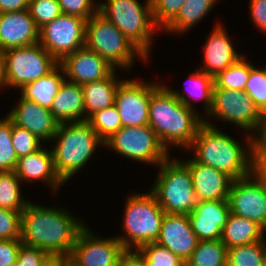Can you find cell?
Returning <instances> with one entry per match:
<instances>
[{"label":"cell","instance_id":"obj_24","mask_svg":"<svg viewBox=\"0 0 266 266\" xmlns=\"http://www.w3.org/2000/svg\"><path fill=\"white\" fill-rule=\"evenodd\" d=\"M49 110L59 124L86 121L82 85L65 79Z\"/></svg>","mask_w":266,"mask_h":266},{"label":"cell","instance_id":"obj_39","mask_svg":"<svg viewBox=\"0 0 266 266\" xmlns=\"http://www.w3.org/2000/svg\"><path fill=\"white\" fill-rule=\"evenodd\" d=\"M152 17L158 28H165L178 14L186 0H150Z\"/></svg>","mask_w":266,"mask_h":266},{"label":"cell","instance_id":"obj_20","mask_svg":"<svg viewBox=\"0 0 266 266\" xmlns=\"http://www.w3.org/2000/svg\"><path fill=\"white\" fill-rule=\"evenodd\" d=\"M192 176L198 201L228 200L233 179L226 173L196 162L193 158L183 162Z\"/></svg>","mask_w":266,"mask_h":266},{"label":"cell","instance_id":"obj_16","mask_svg":"<svg viewBox=\"0 0 266 266\" xmlns=\"http://www.w3.org/2000/svg\"><path fill=\"white\" fill-rule=\"evenodd\" d=\"M59 64L66 80L79 85L104 79L114 70L104 58L86 46L67 55Z\"/></svg>","mask_w":266,"mask_h":266},{"label":"cell","instance_id":"obj_9","mask_svg":"<svg viewBox=\"0 0 266 266\" xmlns=\"http://www.w3.org/2000/svg\"><path fill=\"white\" fill-rule=\"evenodd\" d=\"M4 52L7 87L21 88L51 72L59 62L39 43Z\"/></svg>","mask_w":266,"mask_h":266},{"label":"cell","instance_id":"obj_30","mask_svg":"<svg viewBox=\"0 0 266 266\" xmlns=\"http://www.w3.org/2000/svg\"><path fill=\"white\" fill-rule=\"evenodd\" d=\"M20 182L14 171L0 172V207L13 211H23L29 203L21 196ZM27 201V202H26Z\"/></svg>","mask_w":266,"mask_h":266},{"label":"cell","instance_id":"obj_4","mask_svg":"<svg viewBox=\"0 0 266 266\" xmlns=\"http://www.w3.org/2000/svg\"><path fill=\"white\" fill-rule=\"evenodd\" d=\"M53 139L54 167L64 183L84 167L98 146L104 145L87 121L59 124Z\"/></svg>","mask_w":266,"mask_h":266},{"label":"cell","instance_id":"obj_54","mask_svg":"<svg viewBox=\"0 0 266 266\" xmlns=\"http://www.w3.org/2000/svg\"><path fill=\"white\" fill-rule=\"evenodd\" d=\"M223 266H231L228 262H226Z\"/></svg>","mask_w":266,"mask_h":266},{"label":"cell","instance_id":"obj_31","mask_svg":"<svg viewBox=\"0 0 266 266\" xmlns=\"http://www.w3.org/2000/svg\"><path fill=\"white\" fill-rule=\"evenodd\" d=\"M266 239L227 249V262L231 266H263Z\"/></svg>","mask_w":266,"mask_h":266},{"label":"cell","instance_id":"obj_11","mask_svg":"<svg viewBox=\"0 0 266 266\" xmlns=\"http://www.w3.org/2000/svg\"><path fill=\"white\" fill-rule=\"evenodd\" d=\"M87 20L61 14L40 28L39 44L58 62L85 46Z\"/></svg>","mask_w":266,"mask_h":266},{"label":"cell","instance_id":"obj_13","mask_svg":"<svg viewBox=\"0 0 266 266\" xmlns=\"http://www.w3.org/2000/svg\"><path fill=\"white\" fill-rule=\"evenodd\" d=\"M125 251L116 236L99 238L85 226L69 255V266H118Z\"/></svg>","mask_w":266,"mask_h":266},{"label":"cell","instance_id":"obj_29","mask_svg":"<svg viewBox=\"0 0 266 266\" xmlns=\"http://www.w3.org/2000/svg\"><path fill=\"white\" fill-rule=\"evenodd\" d=\"M227 262V247L219 240H202L185 262V266H223Z\"/></svg>","mask_w":266,"mask_h":266},{"label":"cell","instance_id":"obj_45","mask_svg":"<svg viewBox=\"0 0 266 266\" xmlns=\"http://www.w3.org/2000/svg\"><path fill=\"white\" fill-rule=\"evenodd\" d=\"M259 135L252 136V159H266V118L264 117L256 130Z\"/></svg>","mask_w":266,"mask_h":266},{"label":"cell","instance_id":"obj_49","mask_svg":"<svg viewBox=\"0 0 266 266\" xmlns=\"http://www.w3.org/2000/svg\"><path fill=\"white\" fill-rule=\"evenodd\" d=\"M40 266H69V256L61 254H47Z\"/></svg>","mask_w":266,"mask_h":266},{"label":"cell","instance_id":"obj_21","mask_svg":"<svg viewBox=\"0 0 266 266\" xmlns=\"http://www.w3.org/2000/svg\"><path fill=\"white\" fill-rule=\"evenodd\" d=\"M7 116L15 125L27 129L41 141H53L59 125L49 109L23 98Z\"/></svg>","mask_w":266,"mask_h":266},{"label":"cell","instance_id":"obj_5","mask_svg":"<svg viewBox=\"0 0 266 266\" xmlns=\"http://www.w3.org/2000/svg\"><path fill=\"white\" fill-rule=\"evenodd\" d=\"M98 11L112 22L147 58L152 33L158 31L152 17L151 1L107 0L98 3ZM155 31V32H154Z\"/></svg>","mask_w":266,"mask_h":266},{"label":"cell","instance_id":"obj_46","mask_svg":"<svg viewBox=\"0 0 266 266\" xmlns=\"http://www.w3.org/2000/svg\"><path fill=\"white\" fill-rule=\"evenodd\" d=\"M251 17L257 28L266 33V0H250Z\"/></svg>","mask_w":266,"mask_h":266},{"label":"cell","instance_id":"obj_19","mask_svg":"<svg viewBox=\"0 0 266 266\" xmlns=\"http://www.w3.org/2000/svg\"><path fill=\"white\" fill-rule=\"evenodd\" d=\"M229 214L228 200L198 201L188 217L199 241L219 240Z\"/></svg>","mask_w":266,"mask_h":266},{"label":"cell","instance_id":"obj_14","mask_svg":"<svg viewBox=\"0 0 266 266\" xmlns=\"http://www.w3.org/2000/svg\"><path fill=\"white\" fill-rule=\"evenodd\" d=\"M228 202L230 213L255 221L266 230V187L253 172L233 180Z\"/></svg>","mask_w":266,"mask_h":266},{"label":"cell","instance_id":"obj_42","mask_svg":"<svg viewBox=\"0 0 266 266\" xmlns=\"http://www.w3.org/2000/svg\"><path fill=\"white\" fill-rule=\"evenodd\" d=\"M58 3L62 14L74 15L86 20L98 11V4L95 5L92 0H58Z\"/></svg>","mask_w":266,"mask_h":266},{"label":"cell","instance_id":"obj_22","mask_svg":"<svg viewBox=\"0 0 266 266\" xmlns=\"http://www.w3.org/2000/svg\"><path fill=\"white\" fill-rule=\"evenodd\" d=\"M206 42L204 45V65L200 71L212 78L236 63L243 56L235 51L227 32L221 24L217 23Z\"/></svg>","mask_w":266,"mask_h":266},{"label":"cell","instance_id":"obj_48","mask_svg":"<svg viewBox=\"0 0 266 266\" xmlns=\"http://www.w3.org/2000/svg\"><path fill=\"white\" fill-rule=\"evenodd\" d=\"M29 3L30 0H0V13L28 9Z\"/></svg>","mask_w":266,"mask_h":266},{"label":"cell","instance_id":"obj_38","mask_svg":"<svg viewBox=\"0 0 266 266\" xmlns=\"http://www.w3.org/2000/svg\"><path fill=\"white\" fill-rule=\"evenodd\" d=\"M28 10L39 29L62 14L58 0H30Z\"/></svg>","mask_w":266,"mask_h":266},{"label":"cell","instance_id":"obj_52","mask_svg":"<svg viewBox=\"0 0 266 266\" xmlns=\"http://www.w3.org/2000/svg\"><path fill=\"white\" fill-rule=\"evenodd\" d=\"M6 266H17V262H14V263H11V264H8Z\"/></svg>","mask_w":266,"mask_h":266},{"label":"cell","instance_id":"obj_18","mask_svg":"<svg viewBox=\"0 0 266 266\" xmlns=\"http://www.w3.org/2000/svg\"><path fill=\"white\" fill-rule=\"evenodd\" d=\"M40 29L28 9L0 13V50L39 43Z\"/></svg>","mask_w":266,"mask_h":266},{"label":"cell","instance_id":"obj_33","mask_svg":"<svg viewBox=\"0 0 266 266\" xmlns=\"http://www.w3.org/2000/svg\"><path fill=\"white\" fill-rule=\"evenodd\" d=\"M87 122L103 142L122 127L121 117L115 104L94 112L87 118Z\"/></svg>","mask_w":266,"mask_h":266},{"label":"cell","instance_id":"obj_35","mask_svg":"<svg viewBox=\"0 0 266 266\" xmlns=\"http://www.w3.org/2000/svg\"><path fill=\"white\" fill-rule=\"evenodd\" d=\"M145 259L146 266H185V262L168 248L150 242L137 250Z\"/></svg>","mask_w":266,"mask_h":266},{"label":"cell","instance_id":"obj_44","mask_svg":"<svg viewBox=\"0 0 266 266\" xmlns=\"http://www.w3.org/2000/svg\"><path fill=\"white\" fill-rule=\"evenodd\" d=\"M21 244V240H0V266H6L17 261Z\"/></svg>","mask_w":266,"mask_h":266},{"label":"cell","instance_id":"obj_17","mask_svg":"<svg viewBox=\"0 0 266 266\" xmlns=\"http://www.w3.org/2000/svg\"><path fill=\"white\" fill-rule=\"evenodd\" d=\"M198 241L188 215L165 213L156 243L168 248L186 262L195 250Z\"/></svg>","mask_w":266,"mask_h":266},{"label":"cell","instance_id":"obj_25","mask_svg":"<svg viewBox=\"0 0 266 266\" xmlns=\"http://www.w3.org/2000/svg\"><path fill=\"white\" fill-rule=\"evenodd\" d=\"M115 73L114 69L106 78L82 85L86 121L94 112L115 104L116 92L122 82Z\"/></svg>","mask_w":266,"mask_h":266},{"label":"cell","instance_id":"obj_1","mask_svg":"<svg viewBox=\"0 0 266 266\" xmlns=\"http://www.w3.org/2000/svg\"><path fill=\"white\" fill-rule=\"evenodd\" d=\"M158 84H152L148 125L167 150L170 145L188 150L204 119L199 117L188 95Z\"/></svg>","mask_w":266,"mask_h":266},{"label":"cell","instance_id":"obj_36","mask_svg":"<svg viewBox=\"0 0 266 266\" xmlns=\"http://www.w3.org/2000/svg\"><path fill=\"white\" fill-rule=\"evenodd\" d=\"M189 81L190 87L188 86L189 88L187 87L182 91L187 90L188 95L190 96L189 98H191V96H194L196 97V99L199 98V100H203V102L206 104L204 108L207 114L212 105L214 79L203 71L199 70L195 73L193 72L192 74H190Z\"/></svg>","mask_w":266,"mask_h":266},{"label":"cell","instance_id":"obj_3","mask_svg":"<svg viewBox=\"0 0 266 266\" xmlns=\"http://www.w3.org/2000/svg\"><path fill=\"white\" fill-rule=\"evenodd\" d=\"M206 120L190 146L196 152L193 159L226 173L233 180L250 175L253 172L252 136L247 137L246 148H249L246 149Z\"/></svg>","mask_w":266,"mask_h":266},{"label":"cell","instance_id":"obj_47","mask_svg":"<svg viewBox=\"0 0 266 266\" xmlns=\"http://www.w3.org/2000/svg\"><path fill=\"white\" fill-rule=\"evenodd\" d=\"M118 266H146V263L137 250H126L121 255Z\"/></svg>","mask_w":266,"mask_h":266},{"label":"cell","instance_id":"obj_2","mask_svg":"<svg viewBox=\"0 0 266 266\" xmlns=\"http://www.w3.org/2000/svg\"><path fill=\"white\" fill-rule=\"evenodd\" d=\"M79 221V222H78ZM21 241L47 254L69 256L85 224L66 209L29 202L21 213Z\"/></svg>","mask_w":266,"mask_h":266},{"label":"cell","instance_id":"obj_26","mask_svg":"<svg viewBox=\"0 0 266 266\" xmlns=\"http://www.w3.org/2000/svg\"><path fill=\"white\" fill-rule=\"evenodd\" d=\"M59 72L62 73V75L59 74ZM63 76H65L64 69L58 64L47 75L23 85L20 88V97L35 102L44 108L50 109L60 86L65 80V77Z\"/></svg>","mask_w":266,"mask_h":266},{"label":"cell","instance_id":"obj_23","mask_svg":"<svg viewBox=\"0 0 266 266\" xmlns=\"http://www.w3.org/2000/svg\"><path fill=\"white\" fill-rule=\"evenodd\" d=\"M14 172L23 183L37 179L46 181L54 191H58L64 183L55 170L52 151H48L47 148H40L18 158Z\"/></svg>","mask_w":266,"mask_h":266},{"label":"cell","instance_id":"obj_7","mask_svg":"<svg viewBox=\"0 0 266 266\" xmlns=\"http://www.w3.org/2000/svg\"><path fill=\"white\" fill-rule=\"evenodd\" d=\"M124 211L122 223L126 235L117 236V239L126 250L134 247L138 250L145 244L156 242L165 212L151 192L131 194Z\"/></svg>","mask_w":266,"mask_h":266},{"label":"cell","instance_id":"obj_53","mask_svg":"<svg viewBox=\"0 0 266 266\" xmlns=\"http://www.w3.org/2000/svg\"><path fill=\"white\" fill-rule=\"evenodd\" d=\"M263 266H266V254H265V257H264V263H263Z\"/></svg>","mask_w":266,"mask_h":266},{"label":"cell","instance_id":"obj_8","mask_svg":"<svg viewBox=\"0 0 266 266\" xmlns=\"http://www.w3.org/2000/svg\"><path fill=\"white\" fill-rule=\"evenodd\" d=\"M85 46L95 51L116 70L129 69L136 55L144 54L104 15L97 11L86 23Z\"/></svg>","mask_w":266,"mask_h":266},{"label":"cell","instance_id":"obj_41","mask_svg":"<svg viewBox=\"0 0 266 266\" xmlns=\"http://www.w3.org/2000/svg\"><path fill=\"white\" fill-rule=\"evenodd\" d=\"M21 213L0 207V240H21Z\"/></svg>","mask_w":266,"mask_h":266},{"label":"cell","instance_id":"obj_37","mask_svg":"<svg viewBox=\"0 0 266 266\" xmlns=\"http://www.w3.org/2000/svg\"><path fill=\"white\" fill-rule=\"evenodd\" d=\"M245 93L254 101L259 111L266 114V74L264 69H257L250 63V74L245 84Z\"/></svg>","mask_w":266,"mask_h":266},{"label":"cell","instance_id":"obj_51","mask_svg":"<svg viewBox=\"0 0 266 266\" xmlns=\"http://www.w3.org/2000/svg\"><path fill=\"white\" fill-rule=\"evenodd\" d=\"M7 87L6 81V66H5V55L2 50H0V88Z\"/></svg>","mask_w":266,"mask_h":266},{"label":"cell","instance_id":"obj_32","mask_svg":"<svg viewBox=\"0 0 266 266\" xmlns=\"http://www.w3.org/2000/svg\"><path fill=\"white\" fill-rule=\"evenodd\" d=\"M249 74L250 63L242 56L236 63L213 78L214 85L219 89L244 91Z\"/></svg>","mask_w":266,"mask_h":266},{"label":"cell","instance_id":"obj_34","mask_svg":"<svg viewBox=\"0 0 266 266\" xmlns=\"http://www.w3.org/2000/svg\"><path fill=\"white\" fill-rule=\"evenodd\" d=\"M13 121L6 115L0 119V172L14 171L18 156L12 144Z\"/></svg>","mask_w":266,"mask_h":266},{"label":"cell","instance_id":"obj_28","mask_svg":"<svg viewBox=\"0 0 266 266\" xmlns=\"http://www.w3.org/2000/svg\"><path fill=\"white\" fill-rule=\"evenodd\" d=\"M217 0H186L177 16L163 29L170 33H183L194 27L213 8Z\"/></svg>","mask_w":266,"mask_h":266},{"label":"cell","instance_id":"obj_6","mask_svg":"<svg viewBox=\"0 0 266 266\" xmlns=\"http://www.w3.org/2000/svg\"><path fill=\"white\" fill-rule=\"evenodd\" d=\"M159 176L150 192L167 214H190L198 199L189 168L169 157L159 165Z\"/></svg>","mask_w":266,"mask_h":266},{"label":"cell","instance_id":"obj_12","mask_svg":"<svg viewBox=\"0 0 266 266\" xmlns=\"http://www.w3.org/2000/svg\"><path fill=\"white\" fill-rule=\"evenodd\" d=\"M206 115L208 118L213 116V118L237 124L236 126L251 131V134L254 131V134L257 133L258 125L264 118L245 91L219 89L215 85L211 109Z\"/></svg>","mask_w":266,"mask_h":266},{"label":"cell","instance_id":"obj_15","mask_svg":"<svg viewBox=\"0 0 266 266\" xmlns=\"http://www.w3.org/2000/svg\"><path fill=\"white\" fill-rule=\"evenodd\" d=\"M151 95V83L122 80L115 97V105L121 117L122 127L148 125Z\"/></svg>","mask_w":266,"mask_h":266},{"label":"cell","instance_id":"obj_43","mask_svg":"<svg viewBox=\"0 0 266 266\" xmlns=\"http://www.w3.org/2000/svg\"><path fill=\"white\" fill-rule=\"evenodd\" d=\"M46 255L45 251L22 243L17 255V266H40Z\"/></svg>","mask_w":266,"mask_h":266},{"label":"cell","instance_id":"obj_10","mask_svg":"<svg viewBox=\"0 0 266 266\" xmlns=\"http://www.w3.org/2000/svg\"><path fill=\"white\" fill-rule=\"evenodd\" d=\"M104 146L124 157L156 166L170 157L168 150L149 125L121 127L104 142Z\"/></svg>","mask_w":266,"mask_h":266},{"label":"cell","instance_id":"obj_27","mask_svg":"<svg viewBox=\"0 0 266 266\" xmlns=\"http://www.w3.org/2000/svg\"><path fill=\"white\" fill-rule=\"evenodd\" d=\"M265 232L257 222L230 213L222 231L221 241L229 249L264 240Z\"/></svg>","mask_w":266,"mask_h":266},{"label":"cell","instance_id":"obj_50","mask_svg":"<svg viewBox=\"0 0 266 266\" xmlns=\"http://www.w3.org/2000/svg\"><path fill=\"white\" fill-rule=\"evenodd\" d=\"M253 173L266 187V159H252Z\"/></svg>","mask_w":266,"mask_h":266},{"label":"cell","instance_id":"obj_40","mask_svg":"<svg viewBox=\"0 0 266 266\" xmlns=\"http://www.w3.org/2000/svg\"><path fill=\"white\" fill-rule=\"evenodd\" d=\"M41 140L27 129L13 123L12 144L18 158L31 154L41 148Z\"/></svg>","mask_w":266,"mask_h":266}]
</instances>
